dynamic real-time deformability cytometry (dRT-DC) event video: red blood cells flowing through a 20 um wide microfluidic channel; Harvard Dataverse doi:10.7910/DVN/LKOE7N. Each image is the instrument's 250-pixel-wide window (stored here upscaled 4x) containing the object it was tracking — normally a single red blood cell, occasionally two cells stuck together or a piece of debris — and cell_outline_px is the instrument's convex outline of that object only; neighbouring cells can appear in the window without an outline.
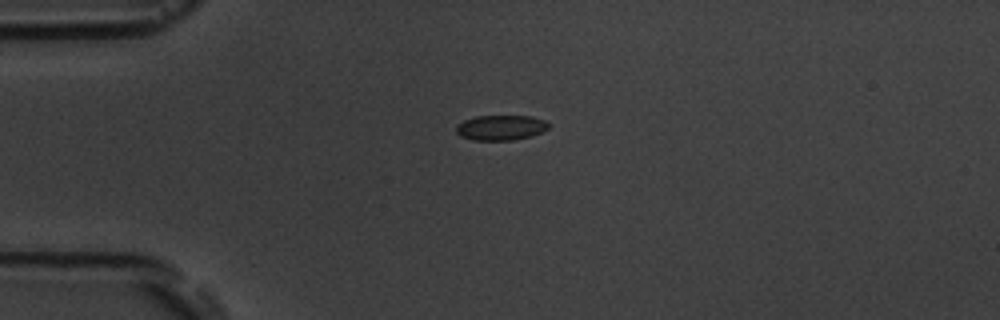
{"species": "common noctule bat (a hibernating species)", "species_latin": "Nyctalus noctula", "temperature_condition": "room temperature", "stored_images_in_passage": 4, "camera_frame_rate_fps": 3000, "um_per_image_px": 0.085, "animal": {"sex": "male", "body_mass_g": 19.5, "forearm_length_mm": 54.6}, "frame": {"image": 1, "passage_image": 1, "time_ms": 0.0, "image_size_px": [1000, 320], "cell_outline_px": [[552, 124], [548, 128], [532, 136], [512, 140], [472, 140], [460, 136], [456, 132], [456, 124], [464, 120], [476, 116], [532, 116], [544, 120]], "centroid_in_image_um": [42.56, 10.84], "position_along_channel_um": 42.4, "area_um2": 13.64}}
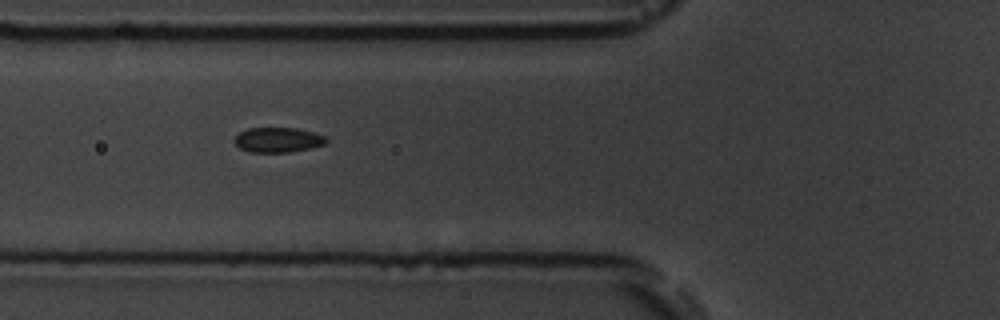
{"frame": {"image": 2, "passage_image": 3, "time_ms": 2.333, "image_size_px": [1000, 320], "cell_outline_px": [[328, 140], [324, 144], [308, 148], [288, 152], [248, 152], [240, 148], [232, 140], [240, 132], [248, 128], [296, 128], [328, 136]], "centroid_in_image_um": [23.61, 11.88], "position_along_channel_um": 102.2, "area_um2": 13.29}}
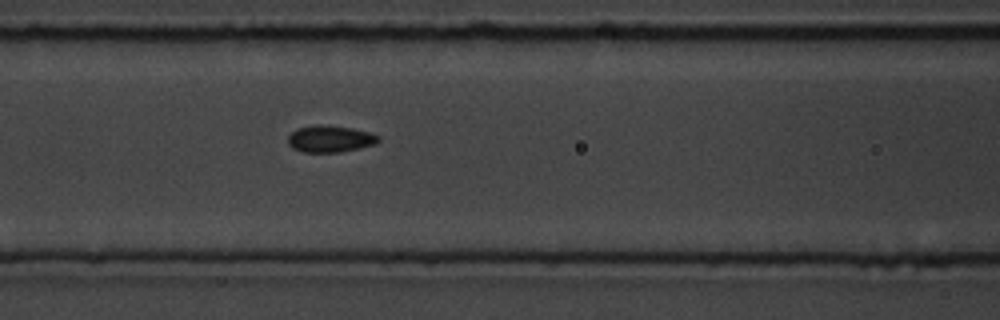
{"frame": {"image": 3, "passage_image": 4, "time_ms": 3.333, "image_size_px": [1000, 320], "cell_outline_px": [[380, 140], [376, 144], [360, 148], [340, 152], [304, 152], [292, 148], [288, 144], [288, 136], [296, 128], [316, 124], [320, 124], [352, 128], [368, 132], [380, 136]], "centroid_in_image_um": [28.05, 11.8], "position_along_channel_um": 138.5, "area_um2": 14.22}}